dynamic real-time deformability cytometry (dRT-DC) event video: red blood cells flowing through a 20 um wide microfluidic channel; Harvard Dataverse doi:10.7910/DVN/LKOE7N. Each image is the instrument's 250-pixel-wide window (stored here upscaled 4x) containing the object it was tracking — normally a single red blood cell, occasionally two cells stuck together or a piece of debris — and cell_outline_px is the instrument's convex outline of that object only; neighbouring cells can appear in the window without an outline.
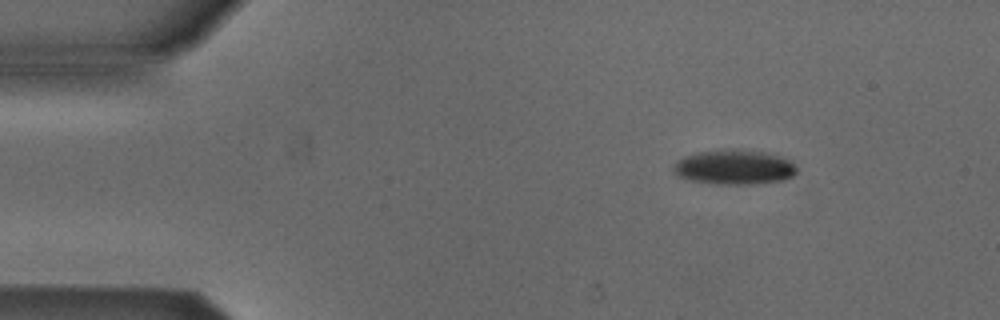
{"species": "Egyptian fruit bat (a non-hibernating species)", "species_latin": "Rousettus aegyptiacus", "temperature_condition": "cold", "stored_images_in_passage": 46, "camera_frame_rate_fps": 3000, "um_per_image_px": 0.085, "animal": {"sex": "male"}, "frame": {"image": 1, "passage_image": 1, "time_ms": 0.0, "image_size_px": [1000, 320], "cell_outline_px": [[796, 172], [792, 176], [784, 180], [752, 184], [716, 184], [692, 180], [676, 176], [672, 168], [684, 156], [700, 152], [736, 148], [740, 148], [764, 152], [792, 160], [796, 164]], "centroid_in_image_um": [62.45, 14.2], "position_along_channel_um": 22.6, "area_um2": 24.97}}
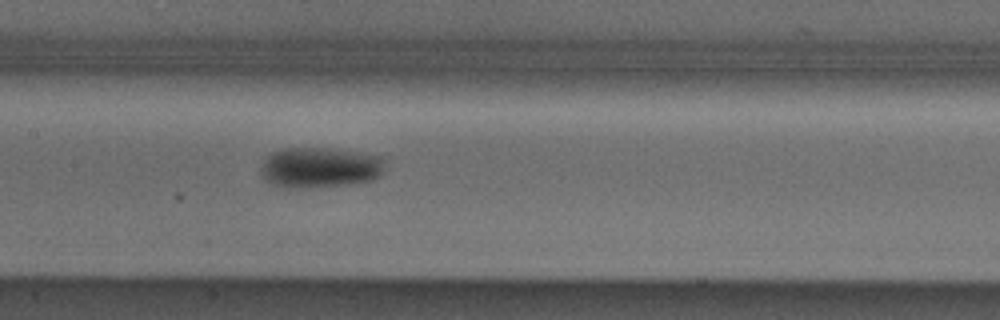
{"frame": {"image": 2, "passage_image": 19, "time_ms": 6.0, "image_size_px": [1000, 320], "cell_outline_px": [[380, 176], [372, 180], [352, 184], [304, 188], [284, 188], [272, 184], [260, 172], [260, 168], [264, 160], [272, 152], [288, 148], [324, 148], [380, 156]], "centroid_in_image_um": [27.11, 14.26], "position_along_channel_um": 180.3, "area_um2": 28.73}}
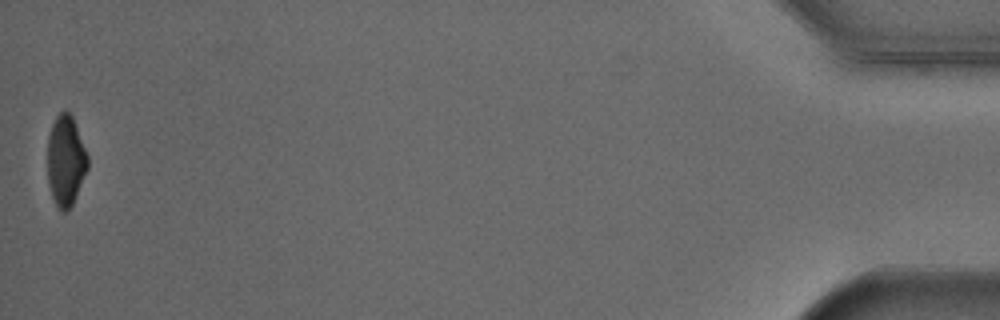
{"frame": {"image": 3, "passage_image": 46, "time_ms": 15.0, "image_size_px": [1000, 320], "cell_outline_px": [[88, 168], [72, 204], [64, 212], [60, 212], [56, 208], [48, 184], [48, 136], [52, 124], [56, 116], [64, 108], [72, 116], [88, 156]], "centroid_in_image_um": [5.57, 13.66], "position_along_channel_um": 429.6, "area_um2": 21.15}, "authors_computed_cell_mechanics": {"area_um2": 25.8366, "velocity_mm_per_s": 3.891, "shape_relaxation_time_tau1_ms": 2.1211, "shape_relaxation_time_tau2_ms": null, "deformation_change_tau1": 0.1006, "deformation_change_tau2": null}}